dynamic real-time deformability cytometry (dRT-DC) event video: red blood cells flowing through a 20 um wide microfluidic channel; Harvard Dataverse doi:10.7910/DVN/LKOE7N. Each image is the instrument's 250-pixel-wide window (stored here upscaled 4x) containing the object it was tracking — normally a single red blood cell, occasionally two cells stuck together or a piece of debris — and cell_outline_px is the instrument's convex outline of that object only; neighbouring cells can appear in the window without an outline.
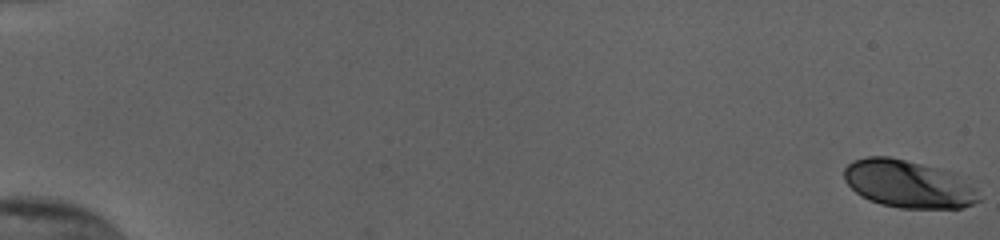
{"species": "human", "species_latin": "Homo sapiens", "temperature_condition": "cold", "stored_images_in_passage": 16, "camera_frame_rate_fps": 3000, "um_per_image_px": 0.085, "donor": {"sex": "female"}, "frame": {"image": 1, "passage_image": 1, "time_ms": 0.0, "image_size_px": [1000, 240], "cell_outline_px": [[980, 200], [972, 204], [960, 208], [900, 208], [880, 204], [868, 200], [860, 196], [844, 180], [844, 168], [852, 160], [868, 156], [888, 156], [956, 172], [968, 176], [976, 188]], "centroid_in_image_um": [77.26, 15.63], "position_along_channel_um": 7.7, "area_um2": 38.09}}